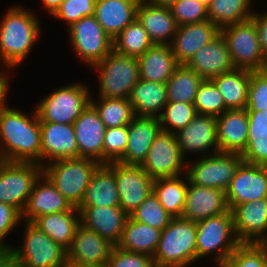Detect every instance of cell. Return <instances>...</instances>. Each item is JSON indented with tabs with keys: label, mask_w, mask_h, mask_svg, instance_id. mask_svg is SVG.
Returning <instances> with one entry per match:
<instances>
[{
	"label": "cell",
	"mask_w": 267,
	"mask_h": 267,
	"mask_svg": "<svg viewBox=\"0 0 267 267\" xmlns=\"http://www.w3.org/2000/svg\"><path fill=\"white\" fill-rule=\"evenodd\" d=\"M32 118L7 106L0 113V160L41 165V130L36 109Z\"/></svg>",
	"instance_id": "1"
},
{
	"label": "cell",
	"mask_w": 267,
	"mask_h": 267,
	"mask_svg": "<svg viewBox=\"0 0 267 267\" xmlns=\"http://www.w3.org/2000/svg\"><path fill=\"white\" fill-rule=\"evenodd\" d=\"M39 20L28 9L13 6L0 22V60L17 68L28 56L40 34Z\"/></svg>",
	"instance_id": "2"
},
{
	"label": "cell",
	"mask_w": 267,
	"mask_h": 267,
	"mask_svg": "<svg viewBox=\"0 0 267 267\" xmlns=\"http://www.w3.org/2000/svg\"><path fill=\"white\" fill-rule=\"evenodd\" d=\"M196 222L172 218L161 231L153 260L158 267H186L196 261Z\"/></svg>",
	"instance_id": "3"
},
{
	"label": "cell",
	"mask_w": 267,
	"mask_h": 267,
	"mask_svg": "<svg viewBox=\"0 0 267 267\" xmlns=\"http://www.w3.org/2000/svg\"><path fill=\"white\" fill-rule=\"evenodd\" d=\"M196 260L211 253L220 267L231 253L241 244L238 239L232 211L211 216L196 222Z\"/></svg>",
	"instance_id": "4"
},
{
	"label": "cell",
	"mask_w": 267,
	"mask_h": 267,
	"mask_svg": "<svg viewBox=\"0 0 267 267\" xmlns=\"http://www.w3.org/2000/svg\"><path fill=\"white\" fill-rule=\"evenodd\" d=\"M100 165L90 158L60 159L45 164L43 173L73 207H78L93 173Z\"/></svg>",
	"instance_id": "5"
},
{
	"label": "cell",
	"mask_w": 267,
	"mask_h": 267,
	"mask_svg": "<svg viewBox=\"0 0 267 267\" xmlns=\"http://www.w3.org/2000/svg\"><path fill=\"white\" fill-rule=\"evenodd\" d=\"M93 67L100 72V97L129 98L132 88L140 79L138 58L122 55L114 50Z\"/></svg>",
	"instance_id": "6"
},
{
	"label": "cell",
	"mask_w": 267,
	"mask_h": 267,
	"mask_svg": "<svg viewBox=\"0 0 267 267\" xmlns=\"http://www.w3.org/2000/svg\"><path fill=\"white\" fill-rule=\"evenodd\" d=\"M90 93L81 83L60 87L36 106L39 122L73 124L90 104Z\"/></svg>",
	"instance_id": "7"
},
{
	"label": "cell",
	"mask_w": 267,
	"mask_h": 267,
	"mask_svg": "<svg viewBox=\"0 0 267 267\" xmlns=\"http://www.w3.org/2000/svg\"><path fill=\"white\" fill-rule=\"evenodd\" d=\"M221 35L228 44L235 68L263 71L266 58L261 51L257 28L252 19L224 26Z\"/></svg>",
	"instance_id": "8"
},
{
	"label": "cell",
	"mask_w": 267,
	"mask_h": 267,
	"mask_svg": "<svg viewBox=\"0 0 267 267\" xmlns=\"http://www.w3.org/2000/svg\"><path fill=\"white\" fill-rule=\"evenodd\" d=\"M43 173L37 163L0 160V202L23 212L34 184Z\"/></svg>",
	"instance_id": "9"
},
{
	"label": "cell",
	"mask_w": 267,
	"mask_h": 267,
	"mask_svg": "<svg viewBox=\"0 0 267 267\" xmlns=\"http://www.w3.org/2000/svg\"><path fill=\"white\" fill-rule=\"evenodd\" d=\"M23 245L11 251L24 267H64L67 250L43 233L32 222L25 224Z\"/></svg>",
	"instance_id": "10"
},
{
	"label": "cell",
	"mask_w": 267,
	"mask_h": 267,
	"mask_svg": "<svg viewBox=\"0 0 267 267\" xmlns=\"http://www.w3.org/2000/svg\"><path fill=\"white\" fill-rule=\"evenodd\" d=\"M243 161L238 153L205 155L194 164L186 161L188 171L185 176L192 184L226 191Z\"/></svg>",
	"instance_id": "11"
},
{
	"label": "cell",
	"mask_w": 267,
	"mask_h": 267,
	"mask_svg": "<svg viewBox=\"0 0 267 267\" xmlns=\"http://www.w3.org/2000/svg\"><path fill=\"white\" fill-rule=\"evenodd\" d=\"M68 30L77 55L92 68L113 50L112 39L95 16H86L73 22Z\"/></svg>",
	"instance_id": "12"
},
{
	"label": "cell",
	"mask_w": 267,
	"mask_h": 267,
	"mask_svg": "<svg viewBox=\"0 0 267 267\" xmlns=\"http://www.w3.org/2000/svg\"><path fill=\"white\" fill-rule=\"evenodd\" d=\"M186 166L176 135L161 130L153 140L141 168L155 180L183 175L181 172H185Z\"/></svg>",
	"instance_id": "13"
},
{
	"label": "cell",
	"mask_w": 267,
	"mask_h": 267,
	"mask_svg": "<svg viewBox=\"0 0 267 267\" xmlns=\"http://www.w3.org/2000/svg\"><path fill=\"white\" fill-rule=\"evenodd\" d=\"M105 165L115 174L120 207L130 216L153 191L154 180L141 166L123 165L119 162Z\"/></svg>",
	"instance_id": "14"
},
{
	"label": "cell",
	"mask_w": 267,
	"mask_h": 267,
	"mask_svg": "<svg viewBox=\"0 0 267 267\" xmlns=\"http://www.w3.org/2000/svg\"><path fill=\"white\" fill-rule=\"evenodd\" d=\"M267 198V166L243 161L226 190L229 209L236 205Z\"/></svg>",
	"instance_id": "15"
},
{
	"label": "cell",
	"mask_w": 267,
	"mask_h": 267,
	"mask_svg": "<svg viewBox=\"0 0 267 267\" xmlns=\"http://www.w3.org/2000/svg\"><path fill=\"white\" fill-rule=\"evenodd\" d=\"M231 211L241 243H267V198L241 203Z\"/></svg>",
	"instance_id": "16"
},
{
	"label": "cell",
	"mask_w": 267,
	"mask_h": 267,
	"mask_svg": "<svg viewBox=\"0 0 267 267\" xmlns=\"http://www.w3.org/2000/svg\"><path fill=\"white\" fill-rule=\"evenodd\" d=\"M41 166L60 159L79 158L73 124L40 122ZM44 162V163H43Z\"/></svg>",
	"instance_id": "17"
},
{
	"label": "cell",
	"mask_w": 267,
	"mask_h": 267,
	"mask_svg": "<svg viewBox=\"0 0 267 267\" xmlns=\"http://www.w3.org/2000/svg\"><path fill=\"white\" fill-rule=\"evenodd\" d=\"M230 211L226 191L192 184L188 181L181 218L197 222Z\"/></svg>",
	"instance_id": "18"
},
{
	"label": "cell",
	"mask_w": 267,
	"mask_h": 267,
	"mask_svg": "<svg viewBox=\"0 0 267 267\" xmlns=\"http://www.w3.org/2000/svg\"><path fill=\"white\" fill-rule=\"evenodd\" d=\"M73 127L79 148V158H90L103 164L106 126L91 104L74 121Z\"/></svg>",
	"instance_id": "19"
},
{
	"label": "cell",
	"mask_w": 267,
	"mask_h": 267,
	"mask_svg": "<svg viewBox=\"0 0 267 267\" xmlns=\"http://www.w3.org/2000/svg\"><path fill=\"white\" fill-rule=\"evenodd\" d=\"M221 34V29L209 19L180 25L171 47L179 64H187L194 54Z\"/></svg>",
	"instance_id": "20"
},
{
	"label": "cell",
	"mask_w": 267,
	"mask_h": 267,
	"mask_svg": "<svg viewBox=\"0 0 267 267\" xmlns=\"http://www.w3.org/2000/svg\"><path fill=\"white\" fill-rule=\"evenodd\" d=\"M178 146L185 158V153L209 152L219 153L217 143V118L210 115L197 114L193 120L176 134ZM214 147V148H213ZM214 152V153H213Z\"/></svg>",
	"instance_id": "21"
},
{
	"label": "cell",
	"mask_w": 267,
	"mask_h": 267,
	"mask_svg": "<svg viewBox=\"0 0 267 267\" xmlns=\"http://www.w3.org/2000/svg\"><path fill=\"white\" fill-rule=\"evenodd\" d=\"M77 209L81 225L117 245L129 217L120 206H78Z\"/></svg>",
	"instance_id": "22"
},
{
	"label": "cell",
	"mask_w": 267,
	"mask_h": 267,
	"mask_svg": "<svg viewBox=\"0 0 267 267\" xmlns=\"http://www.w3.org/2000/svg\"><path fill=\"white\" fill-rule=\"evenodd\" d=\"M161 131L159 117L134 116L128 124V143L119 163L141 166L145 161L153 140Z\"/></svg>",
	"instance_id": "23"
},
{
	"label": "cell",
	"mask_w": 267,
	"mask_h": 267,
	"mask_svg": "<svg viewBox=\"0 0 267 267\" xmlns=\"http://www.w3.org/2000/svg\"><path fill=\"white\" fill-rule=\"evenodd\" d=\"M72 208L73 206L70 202L56 189L49 178L42 173L34 184L26 206L21 213V219L33 222L42 215L69 211Z\"/></svg>",
	"instance_id": "24"
},
{
	"label": "cell",
	"mask_w": 267,
	"mask_h": 267,
	"mask_svg": "<svg viewBox=\"0 0 267 267\" xmlns=\"http://www.w3.org/2000/svg\"><path fill=\"white\" fill-rule=\"evenodd\" d=\"M114 246L108 239L79 224L71 246L67 250V260L83 264L106 265Z\"/></svg>",
	"instance_id": "25"
},
{
	"label": "cell",
	"mask_w": 267,
	"mask_h": 267,
	"mask_svg": "<svg viewBox=\"0 0 267 267\" xmlns=\"http://www.w3.org/2000/svg\"><path fill=\"white\" fill-rule=\"evenodd\" d=\"M217 118L219 153L242 154L248 142V114L244 109H228Z\"/></svg>",
	"instance_id": "26"
},
{
	"label": "cell",
	"mask_w": 267,
	"mask_h": 267,
	"mask_svg": "<svg viewBox=\"0 0 267 267\" xmlns=\"http://www.w3.org/2000/svg\"><path fill=\"white\" fill-rule=\"evenodd\" d=\"M186 65L204 80H211L235 68L231 61L228 44L221 34L199 49Z\"/></svg>",
	"instance_id": "27"
},
{
	"label": "cell",
	"mask_w": 267,
	"mask_h": 267,
	"mask_svg": "<svg viewBox=\"0 0 267 267\" xmlns=\"http://www.w3.org/2000/svg\"><path fill=\"white\" fill-rule=\"evenodd\" d=\"M137 19L147 31L153 44L171 45L178 24L170 7L155 6L140 0L137 8ZM169 39L170 41H168Z\"/></svg>",
	"instance_id": "28"
},
{
	"label": "cell",
	"mask_w": 267,
	"mask_h": 267,
	"mask_svg": "<svg viewBox=\"0 0 267 267\" xmlns=\"http://www.w3.org/2000/svg\"><path fill=\"white\" fill-rule=\"evenodd\" d=\"M140 0H96L95 18L113 40L137 18Z\"/></svg>",
	"instance_id": "29"
},
{
	"label": "cell",
	"mask_w": 267,
	"mask_h": 267,
	"mask_svg": "<svg viewBox=\"0 0 267 267\" xmlns=\"http://www.w3.org/2000/svg\"><path fill=\"white\" fill-rule=\"evenodd\" d=\"M138 61L140 79L159 83H166L180 65L171 45L154 44L138 57Z\"/></svg>",
	"instance_id": "30"
},
{
	"label": "cell",
	"mask_w": 267,
	"mask_h": 267,
	"mask_svg": "<svg viewBox=\"0 0 267 267\" xmlns=\"http://www.w3.org/2000/svg\"><path fill=\"white\" fill-rule=\"evenodd\" d=\"M129 101L136 116L159 117L168 102L167 85L139 79L132 88Z\"/></svg>",
	"instance_id": "31"
},
{
	"label": "cell",
	"mask_w": 267,
	"mask_h": 267,
	"mask_svg": "<svg viewBox=\"0 0 267 267\" xmlns=\"http://www.w3.org/2000/svg\"><path fill=\"white\" fill-rule=\"evenodd\" d=\"M32 223L52 240L68 250L75 231L80 224L79 210L77 207H73L69 211L42 215Z\"/></svg>",
	"instance_id": "32"
},
{
	"label": "cell",
	"mask_w": 267,
	"mask_h": 267,
	"mask_svg": "<svg viewBox=\"0 0 267 267\" xmlns=\"http://www.w3.org/2000/svg\"><path fill=\"white\" fill-rule=\"evenodd\" d=\"M79 206H120L115 174L105 164L93 173Z\"/></svg>",
	"instance_id": "33"
},
{
	"label": "cell",
	"mask_w": 267,
	"mask_h": 267,
	"mask_svg": "<svg viewBox=\"0 0 267 267\" xmlns=\"http://www.w3.org/2000/svg\"><path fill=\"white\" fill-rule=\"evenodd\" d=\"M161 230L128 217L117 247L126 252L142 253L153 257L155 254Z\"/></svg>",
	"instance_id": "34"
},
{
	"label": "cell",
	"mask_w": 267,
	"mask_h": 267,
	"mask_svg": "<svg viewBox=\"0 0 267 267\" xmlns=\"http://www.w3.org/2000/svg\"><path fill=\"white\" fill-rule=\"evenodd\" d=\"M251 71L234 68L211 79L228 109H244L248 103Z\"/></svg>",
	"instance_id": "35"
},
{
	"label": "cell",
	"mask_w": 267,
	"mask_h": 267,
	"mask_svg": "<svg viewBox=\"0 0 267 267\" xmlns=\"http://www.w3.org/2000/svg\"><path fill=\"white\" fill-rule=\"evenodd\" d=\"M248 142L241 154L245 162L267 166V114L264 111H247Z\"/></svg>",
	"instance_id": "36"
},
{
	"label": "cell",
	"mask_w": 267,
	"mask_h": 267,
	"mask_svg": "<svg viewBox=\"0 0 267 267\" xmlns=\"http://www.w3.org/2000/svg\"><path fill=\"white\" fill-rule=\"evenodd\" d=\"M187 183V184H186ZM188 189V178L182 180V175L170 178H159L153 182V192L163 208L173 217H181L186 192Z\"/></svg>",
	"instance_id": "37"
},
{
	"label": "cell",
	"mask_w": 267,
	"mask_h": 267,
	"mask_svg": "<svg viewBox=\"0 0 267 267\" xmlns=\"http://www.w3.org/2000/svg\"><path fill=\"white\" fill-rule=\"evenodd\" d=\"M203 78L186 64H180L166 82L170 102L193 104Z\"/></svg>",
	"instance_id": "38"
},
{
	"label": "cell",
	"mask_w": 267,
	"mask_h": 267,
	"mask_svg": "<svg viewBox=\"0 0 267 267\" xmlns=\"http://www.w3.org/2000/svg\"><path fill=\"white\" fill-rule=\"evenodd\" d=\"M251 0H213L208 6V18L220 29L251 19Z\"/></svg>",
	"instance_id": "39"
},
{
	"label": "cell",
	"mask_w": 267,
	"mask_h": 267,
	"mask_svg": "<svg viewBox=\"0 0 267 267\" xmlns=\"http://www.w3.org/2000/svg\"><path fill=\"white\" fill-rule=\"evenodd\" d=\"M95 102L91 98L90 104L96 109L106 128L128 125L135 116L129 98H104Z\"/></svg>",
	"instance_id": "40"
},
{
	"label": "cell",
	"mask_w": 267,
	"mask_h": 267,
	"mask_svg": "<svg viewBox=\"0 0 267 267\" xmlns=\"http://www.w3.org/2000/svg\"><path fill=\"white\" fill-rule=\"evenodd\" d=\"M112 41L114 51L137 58L154 45L137 18Z\"/></svg>",
	"instance_id": "41"
},
{
	"label": "cell",
	"mask_w": 267,
	"mask_h": 267,
	"mask_svg": "<svg viewBox=\"0 0 267 267\" xmlns=\"http://www.w3.org/2000/svg\"><path fill=\"white\" fill-rule=\"evenodd\" d=\"M220 267H267V243H241Z\"/></svg>",
	"instance_id": "42"
},
{
	"label": "cell",
	"mask_w": 267,
	"mask_h": 267,
	"mask_svg": "<svg viewBox=\"0 0 267 267\" xmlns=\"http://www.w3.org/2000/svg\"><path fill=\"white\" fill-rule=\"evenodd\" d=\"M159 121L161 130L176 134L197 115L195 106L184 102H170L163 107ZM167 125V126H166Z\"/></svg>",
	"instance_id": "43"
},
{
	"label": "cell",
	"mask_w": 267,
	"mask_h": 267,
	"mask_svg": "<svg viewBox=\"0 0 267 267\" xmlns=\"http://www.w3.org/2000/svg\"><path fill=\"white\" fill-rule=\"evenodd\" d=\"M130 217L135 221L147 224L161 231L169 225L173 218L160 204L153 191Z\"/></svg>",
	"instance_id": "44"
},
{
	"label": "cell",
	"mask_w": 267,
	"mask_h": 267,
	"mask_svg": "<svg viewBox=\"0 0 267 267\" xmlns=\"http://www.w3.org/2000/svg\"><path fill=\"white\" fill-rule=\"evenodd\" d=\"M197 114L218 117L228 108L223 97L211 80H203L193 103Z\"/></svg>",
	"instance_id": "45"
},
{
	"label": "cell",
	"mask_w": 267,
	"mask_h": 267,
	"mask_svg": "<svg viewBox=\"0 0 267 267\" xmlns=\"http://www.w3.org/2000/svg\"><path fill=\"white\" fill-rule=\"evenodd\" d=\"M128 143V125L106 128L103 142V164L119 162Z\"/></svg>",
	"instance_id": "46"
},
{
	"label": "cell",
	"mask_w": 267,
	"mask_h": 267,
	"mask_svg": "<svg viewBox=\"0 0 267 267\" xmlns=\"http://www.w3.org/2000/svg\"><path fill=\"white\" fill-rule=\"evenodd\" d=\"M178 26L208 20V7L199 0H178L171 7Z\"/></svg>",
	"instance_id": "47"
},
{
	"label": "cell",
	"mask_w": 267,
	"mask_h": 267,
	"mask_svg": "<svg viewBox=\"0 0 267 267\" xmlns=\"http://www.w3.org/2000/svg\"><path fill=\"white\" fill-rule=\"evenodd\" d=\"M96 0H63L52 15L59 20L67 21L70 26L86 16H95Z\"/></svg>",
	"instance_id": "48"
},
{
	"label": "cell",
	"mask_w": 267,
	"mask_h": 267,
	"mask_svg": "<svg viewBox=\"0 0 267 267\" xmlns=\"http://www.w3.org/2000/svg\"><path fill=\"white\" fill-rule=\"evenodd\" d=\"M247 111H264L267 114V74L251 71Z\"/></svg>",
	"instance_id": "49"
},
{
	"label": "cell",
	"mask_w": 267,
	"mask_h": 267,
	"mask_svg": "<svg viewBox=\"0 0 267 267\" xmlns=\"http://www.w3.org/2000/svg\"><path fill=\"white\" fill-rule=\"evenodd\" d=\"M106 267H158L153 257L134 252H126L114 246Z\"/></svg>",
	"instance_id": "50"
},
{
	"label": "cell",
	"mask_w": 267,
	"mask_h": 267,
	"mask_svg": "<svg viewBox=\"0 0 267 267\" xmlns=\"http://www.w3.org/2000/svg\"><path fill=\"white\" fill-rule=\"evenodd\" d=\"M21 213L13 206L0 202V250H11L3 239L21 221Z\"/></svg>",
	"instance_id": "51"
},
{
	"label": "cell",
	"mask_w": 267,
	"mask_h": 267,
	"mask_svg": "<svg viewBox=\"0 0 267 267\" xmlns=\"http://www.w3.org/2000/svg\"><path fill=\"white\" fill-rule=\"evenodd\" d=\"M251 19L257 28L261 51L265 58H267V13L262 15L253 13Z\"/></svg>",
	"instance_id": "52"
},
{
	"label": "cell",
	"mask_w": 267,
	"mask_h": 267,
	"mask_svg": "<svg viewBox=\"0 0 267 267\" xmlns=\"http://www.w3.org/2000/svg\"><path fill=\"white\" fill-rule=\"evenodd\" d=\"M0 267H24L11 250H0Z\"/></svg>",
	"instance_id": "53"
},
{
	"label": "cell",
	"mask_w": 267,
	"mask_h": 267,
	"mask_svg": "<svg viewBox=\"0 0 267 267\" xmlns=\"http://www.w3.org/2000/svg\"><path fill=\"white\" fill-rule=\"evenodd\" d=\"M7 75L8 73H6V75L4 73H0V113L7 107L5 104V97L10 86V80Z\"/></svg>",
	"instance_id": "54"
},
{
	"label": "cell",
	"mask_w": 267,
	"mask_h": 267,
	"mask_svg": "<svg viewBox=\"0 0 267 267\" xmlns=\"http://www.w3.org/2000/svg\"><path fill=\"white\" fill-rule=\"evenodd\" d=\"M45 8L48 10V14L53 15L59 8L63 0H41Z\"/></svg>",
	"instance_id": "55"
},
{
	"label": "cell",
	"mask_w": 267,
	"mask_h": 267,
	"mask_svg": "<svg viewBox=\"0 0 267 267\" xmlns=\"http://www.w3.org/2000/svg\"><path fill=\"white\" fill-rule=\"evenodd\" d=\"M144 1L155 6L171 7L178 0H144Z\"/></svg>",
	"instance_id": "56"
},
{
	"label": "cell",
	"mask_w": 267,
	"mask_h": 267,
	"mask_svg": "<svg viewBox=\"0 0 267 267\" xmlns=\"http://www.w3.org/2000/svg\"><path fill=\"white\" fill-rule=\"evenodd\" d=\"M64 267H106V265L83 264L67 260Z\"/></svg>",
	"instance_id": "57"
},
{
	"label": "cell",
	"mask_w": 267,
	"mask_h": 267,
	"mask_svg": "<svg viewBox=\"0 0 267 267\" xmlns=\"http://www.w3.org/2000/svg\"><path fill=\"white\" fill-rule=\"evenodd\" d=\"M199 1L203 2L208 7L213 0H199Z\"/></svg>",
	"instance_id": "58"
},
{
	"label": "cell",
	"mask_w": 267,
	"mask_h": 267,
	"mask_svg": "<svg viewBox=\"0 0 267 267\" xmlns=\"http://www.w3.org/2000/svg\"><path fill=\"white\" fill-rule=\"evenodd\" d=\"M263 71L267 74V58H266V63H265V67H264Z\"/></svg>",
	"instance_id": "59"
}]
</instances>
